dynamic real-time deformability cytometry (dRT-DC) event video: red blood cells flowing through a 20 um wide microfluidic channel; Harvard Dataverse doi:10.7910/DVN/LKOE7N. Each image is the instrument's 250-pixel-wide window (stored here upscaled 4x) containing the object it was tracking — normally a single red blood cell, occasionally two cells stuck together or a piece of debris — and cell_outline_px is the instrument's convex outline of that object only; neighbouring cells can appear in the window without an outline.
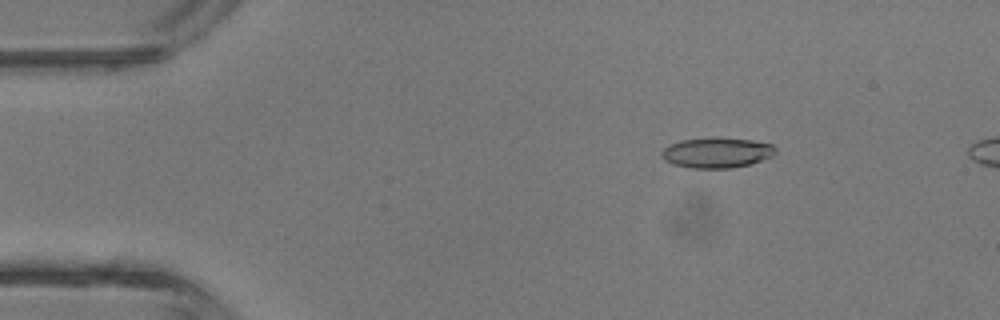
{"species": "common noctule bat (a hibernating species)", "species_latin": "Nyctalus noctula", "temperature_condition": "room temperature", "stored_images_in_passage": 4, "camera_frame_rate_fps": 3000, "um_per_image_px": 0.085, "animal": {"sex": "male", "body_mass_g": 13.3}, "frame": {"image": 1, "passage_image": 2, "time_ms": 1.0, "image_size_px": [1000, 320], "cell_outline_px": [[776, 152], [772, 156], [748, 164], [732, 168], [688, 168], [672, 164], [664, 160], [660, 156], [660, 152], [668, 144], [680, 140], [716, 136], [748, 140], [772, 144], [776, 148]], "centroid_in_image_um": [60.85, 12.96], "position_along_channel_um": 24.1, "area_um2": 20.4}}